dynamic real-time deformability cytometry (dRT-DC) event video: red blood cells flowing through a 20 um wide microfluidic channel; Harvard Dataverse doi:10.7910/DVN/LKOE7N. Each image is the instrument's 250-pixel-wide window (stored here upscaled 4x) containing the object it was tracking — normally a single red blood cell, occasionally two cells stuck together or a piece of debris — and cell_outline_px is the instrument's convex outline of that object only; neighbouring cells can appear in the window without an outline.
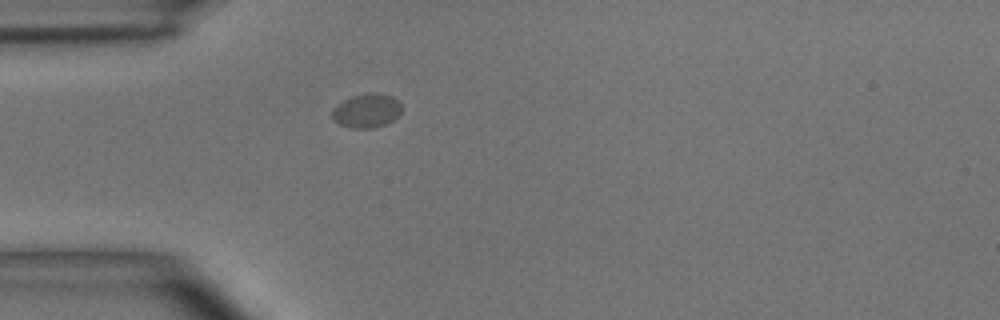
{"species": "common noctule bat (a hibernating species)", "species_latin": "Nyctalus noctula", "temperature_condition": "room temperature", "stored_images_in_passage": 1, "camera_frame_rate_fps": 3000, "um_per_image_px": 0.085, "animal": {"sex": "male", "body_mass_g": 15.6}, "frame": {"image": 1, "passage_image": 1, "time_ms": 0.0, "image_size_px": [1000, 320], "cell_outline_px": [[400, 112], [392, 120], [384, 124], [372, 128], [352, 128], [340, 124], [332, 120], [332, 108], [336, 104], [352, 96], [368, 92], [376, 92], [392, 96], [400, 104]], "centroid_in_image_um": [31.11, 9.39], "position_along_channel_um": 53.9, "area_um2": 13.7}}